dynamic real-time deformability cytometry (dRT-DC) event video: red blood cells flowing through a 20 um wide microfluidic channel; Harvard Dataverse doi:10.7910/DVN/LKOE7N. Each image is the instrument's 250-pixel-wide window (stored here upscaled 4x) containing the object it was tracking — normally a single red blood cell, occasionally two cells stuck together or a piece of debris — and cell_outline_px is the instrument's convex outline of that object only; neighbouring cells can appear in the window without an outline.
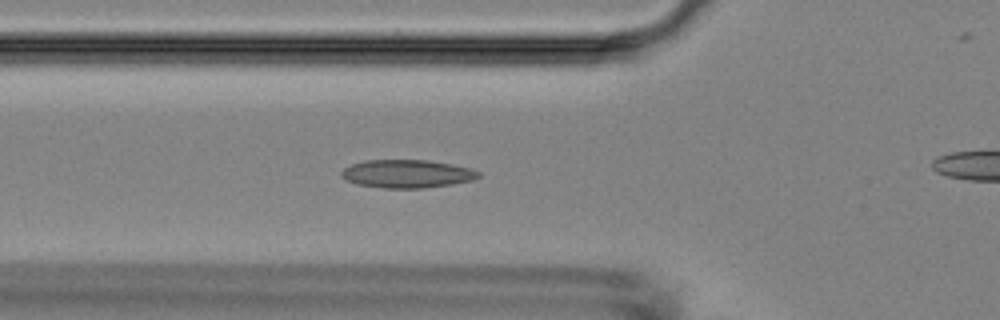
{"species": "Egyptian fruit bat (a non-hibernating species)", "species_latin": "Rousettus aegyptiacus", "temperature_condition": "room temperature", "stored_images_in_passage": 56, "camera_frame_rate_fps": 3000, "um_per_image_px": 0.085, "animal": {"sex": "female"}, "frame": {"image": 1, "passage_image": 20, "time_ms": 6.333, "image_size_px": [1000, 320], "cell_outline_px": [[480, 176], [472, 180], [452, 184], [424, 188], [384, 188], [356, 184], [344, 180], [340, 176], [340, 172], [344, 168], [352, 164], [368, 160], [428, 160], [452, 164], [472, 168], [480, 172]], "centroid_in_image_um": [34.58, 14.77], "position_along_channel_um": 91.2, "area_um2": 22.6}}
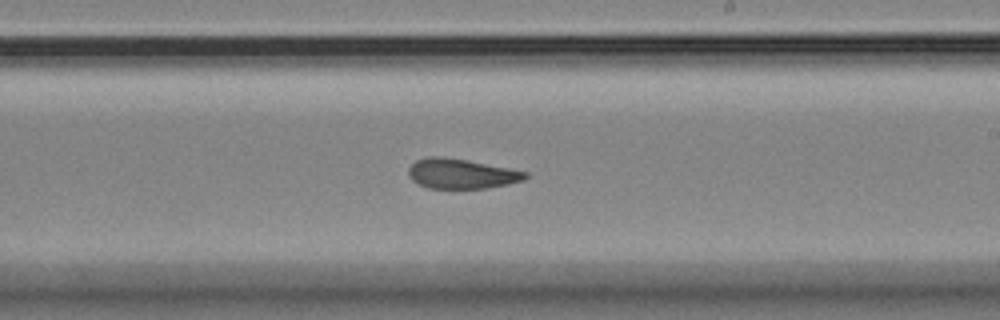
{"frame": {"image": 2, "passage_image": 33, "time_ms": 10.667, "image_size_px": [1000, 320], "cell_outline_px": [[528, 176], [524, 180], [508, 184], [488, 188], [428, 188], [412, 180], [408, 176], [408, 168], [416, 160], [428, 156], [440, 156], [464, 160], [508, 168], [528, 172]], "centroid_in_image_um": [39.2, 14.77], "position_along_channel_um": 249.8, "area_um2": 20.17}}
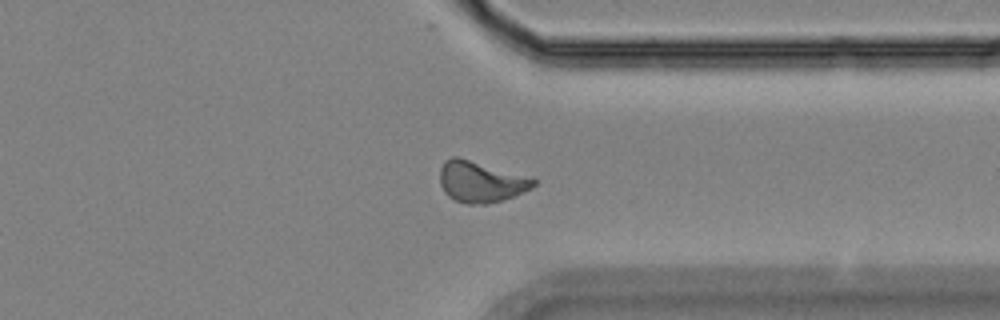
{"frame": {"image": 3, "passage_image": 43, "time_ms": 14.0, "image_size_px": [1000, 320], "cell_outline_px": [[536, 184], [532, 188], [512, 196], [500, 200], [484, 204], [468, 204], [456, 200], [448, 196], [444, 192], [440, 184], [440, 168], [444, 160], [452, 156], [456, 156], [536, 180]], "centroid_in_image_um": [40.79, 15.45], "position_along_channel_um": 370.6, "area_um2": 21.73}, "authors_computed_cell_mechanics": {"area_um2": 21.3282, "velocity_mm_per_s": 3.6466, "shape_relaxation_time_tau1_ms": 6.1442, "shape_relaxation_time_tau2_ms": 1.6524, "deformation_change_tau1": 0.1435, "deformation_change_tau2": 0.0821}}